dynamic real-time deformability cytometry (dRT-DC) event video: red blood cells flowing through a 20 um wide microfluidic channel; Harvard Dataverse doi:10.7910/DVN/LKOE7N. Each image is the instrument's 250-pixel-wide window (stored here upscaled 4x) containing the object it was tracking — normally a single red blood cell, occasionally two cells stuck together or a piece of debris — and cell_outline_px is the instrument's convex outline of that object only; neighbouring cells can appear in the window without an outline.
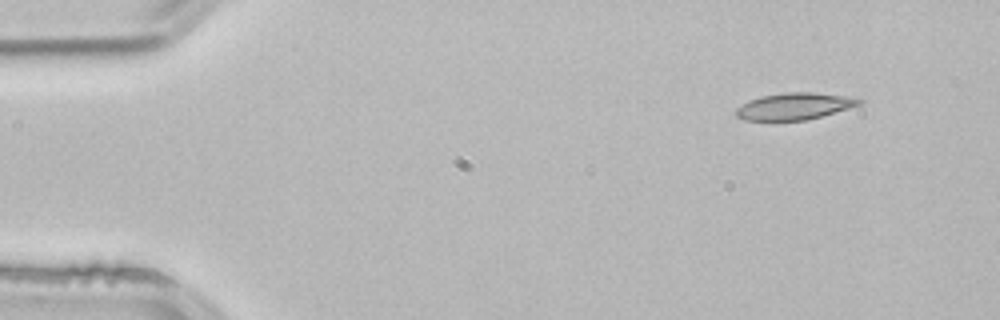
{"species": "common noctule bat (a hibernating species)", "species_latin": "Nyctalus noctula", "temperature_condition": "room temperature", "stored_images_in_passage": 4, "segment_of_instrument_passage": [1, 2], "camera_frame_rate_fps": 3000, "um_per_image_px": 0.085, "animal": {"sex": "male", "body_mass_g": 21.5, "forearm_length_mm": 52.0}, "frame": {"image": 1, "passage_image": 1, "time_ms": 0.0, "image_size_px": [1000, 320], "cell_outline_px": [[864, 100], [860, 104], [848, 108], [808, 120], [744, 120], [736, 116], [736, 108], [752, 100], [764, 96], [788, 92], [812, 92], [844, 96]], "centroid_in_image_um": [67.53, 9.04], "position_along_channel_um": 17.5, "area_um2": 18.73}}
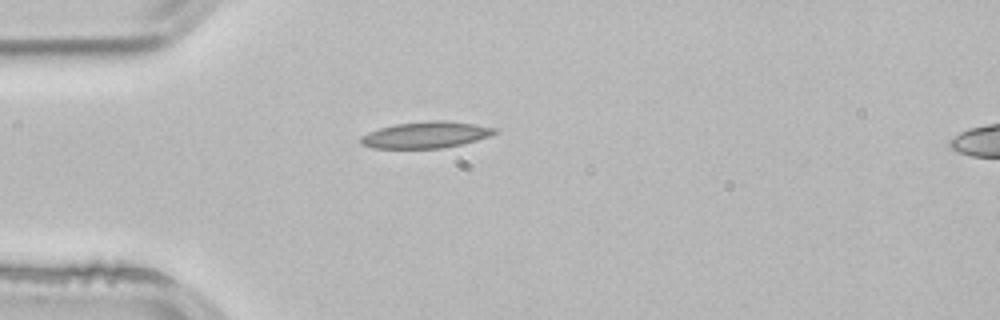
{"frame": {"image": 2, "passage_image": 3, "time_ms": 0.667, "image_size_px": [1000, 320], "cell_outline_px": [[500, 132], [476, 140], [460, 144], [440, 148], [372, 148], [360, 144], [360, 136], [368, 132], [380, 128], [396, 124], [428, 120], [444, 120], [472, 124], [496, 128]], "centroid_in_image_um": [36.16, 11.46], "position_along_channel_um": 48.8, "area_um2": 20.52}}